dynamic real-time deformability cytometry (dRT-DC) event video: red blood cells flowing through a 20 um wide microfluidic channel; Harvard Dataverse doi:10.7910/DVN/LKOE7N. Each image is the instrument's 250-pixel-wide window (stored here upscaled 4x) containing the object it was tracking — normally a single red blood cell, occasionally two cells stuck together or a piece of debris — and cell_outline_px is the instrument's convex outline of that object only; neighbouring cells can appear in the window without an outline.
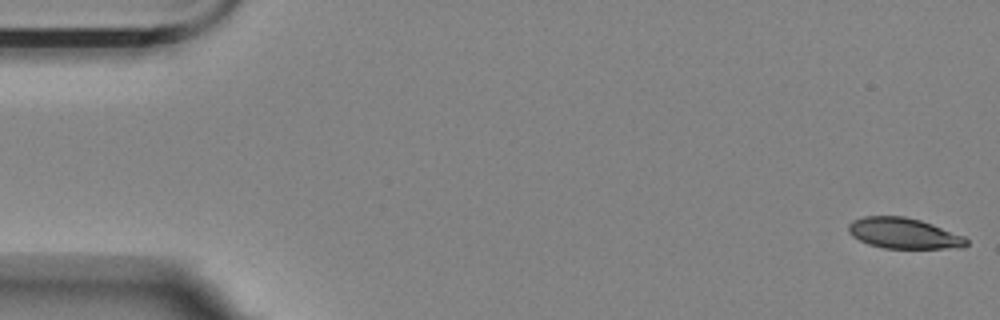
{"species": "Egyptian fruit bat (a non-hibernating species)", "species_latin": "Rousettus aegyptiacus", "temperature_condition": "room temperature", "stored_images_in_passage": 58, "segment_of_instrument_passage": [1, 2], "camera_frame_rate_fps": 3000, "um_per_image_px": 0.085, "animal": {"sex": "female"}, "frame": {"image": 1, "passage_image": 1, "time_ms": 0.0, "image_size_px": [1000, 320], "cell_outline_px": [[968, 244], [964, 248], [884, 248], [868, 244], [852, 236], [848, 232], [848, 224], [852, 220], [864, 216], [904, 216], [920, 220], [932, 224], [964, 236], [968, 240]], "centroid_in_image_um": [76.81, 19.83], "position_along_channel_um": 8.2, "area_um2": 21.15}}
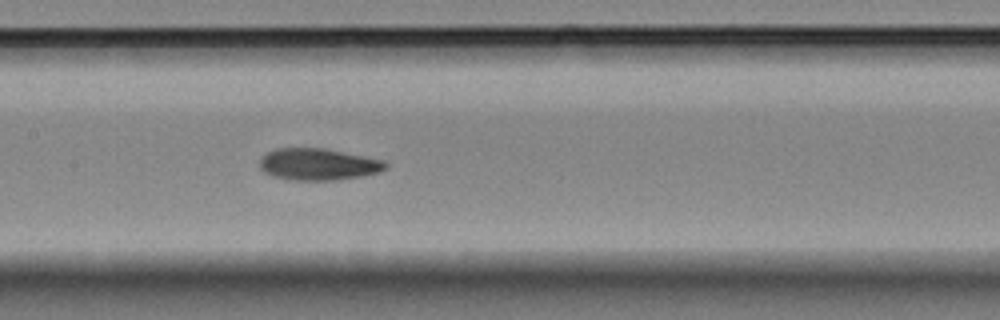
{"frame": {"image": 2, "passage_image": 27, "time_ms": 8.667, "image_size_px": [1000, 320], "cell_outline_px": [[388, 168], [380, 172], [364, 176], [336, 180], [292, 180], [276, 176], [264, 172], [260, 168], [260, 160], [268, 152], [276, 148], [324, 148], [384, 160], [388, 164]], "centroid_in_image_um": [27.1, 13.97], "position_along_channel_um": 180.3, "area_um2": 23.29}}
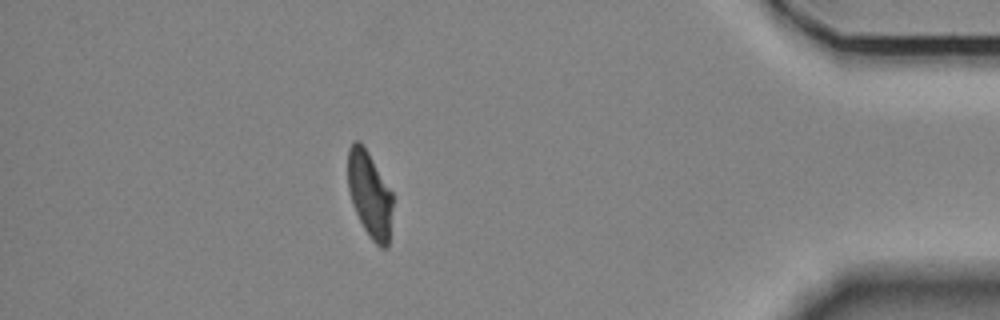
{"frame": {"image": 3, "passage_image": 50, "time_ms": 16.333, "image_size_px": [1000, 320], "cell_outline_px": [[392, 208], [388, 248], [380, 248], [372, 240], [364, 228], [356, 212], [348, 188], [348, 148], [356, 140], [360, 140], [364, 144], [392, 192]], "centroid_in_image_um": [31.43, 16.5], "position_along_channel_um": 403.8, "area_um2": 22.37}}